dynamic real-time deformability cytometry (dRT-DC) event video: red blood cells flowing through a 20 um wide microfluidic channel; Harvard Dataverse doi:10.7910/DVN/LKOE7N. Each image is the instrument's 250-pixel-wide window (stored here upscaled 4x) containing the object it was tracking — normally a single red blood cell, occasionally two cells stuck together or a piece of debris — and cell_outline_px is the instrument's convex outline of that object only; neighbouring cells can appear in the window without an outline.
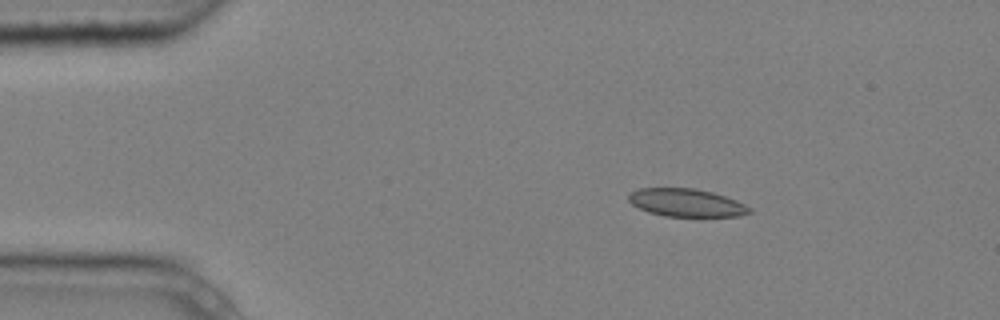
{"species": "common noctule bat (a hibernating species)", "species_latin": "Nyctalus noctula", "temperature_condition": "cold", "stored_images_in_passage": 3, "camera_frame_rate_fps": 3000, "um_per_image_px": 0.085, "animal": {"sex": "male", "body_mass_g": 20.4}, "frame": {"image": 1, "passage_image": 2, "time_ms": 0.333, "image_size_px": [1000, 320], "cell_outline_px": [[752, 212], [740, 216], [700, 220], [664, 216], [648, 212], [632, 204], [628, 200], [628, 196], [632, 192], [640, 188], [696, 188], [712, 192], [736, 200], [752, 208]], "centroid_in_image_um": [58.42, 17.3], "position_along_channel_um": 26.6, "area_um2": 20.69}}